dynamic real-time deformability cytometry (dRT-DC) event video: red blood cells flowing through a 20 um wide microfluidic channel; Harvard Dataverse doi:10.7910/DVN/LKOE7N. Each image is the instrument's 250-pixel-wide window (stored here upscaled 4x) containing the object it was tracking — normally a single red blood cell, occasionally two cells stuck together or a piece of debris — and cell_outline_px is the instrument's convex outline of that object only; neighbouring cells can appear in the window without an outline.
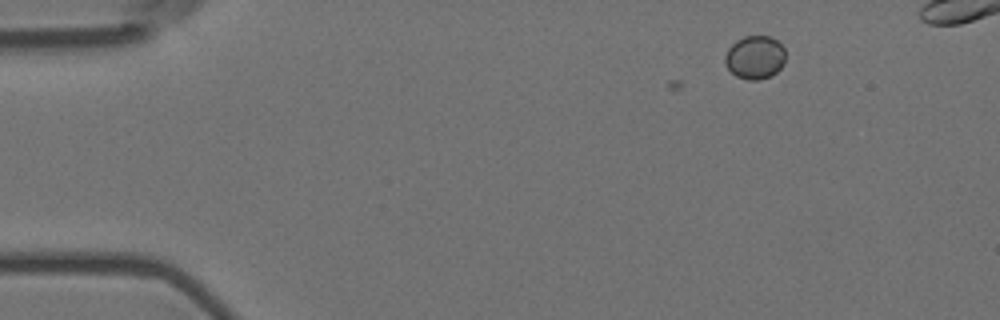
{"species": "Egyptian fruit bat (a non-hibernating species)", "species_latin": "Rousettus aegyptiacus", "temperature_condition": "room temperature", "stored_images_in_passage": 7, "camera_frame_rate_fps": 3000, "um_per_image_px": 0.085, "animal": {"sex": "female"}, "frame": {"image": 1, "passage_image": 2, "time_ms": 0.333, "image_size_px": [1000, 320], "cell_outline_px": [[784, 64], [772, 76], [760, 80], [748, 80], [736, 76], [728, 68], [724, 60], [724, 56], [728, 48], [736, 40], [744, 36], [768, 36], [776, 40], [784, 48]], "centroid_in_image_um": [64.16, 4.88], "position_along_channel_um": 20.8, "area_um2": 15.32}}
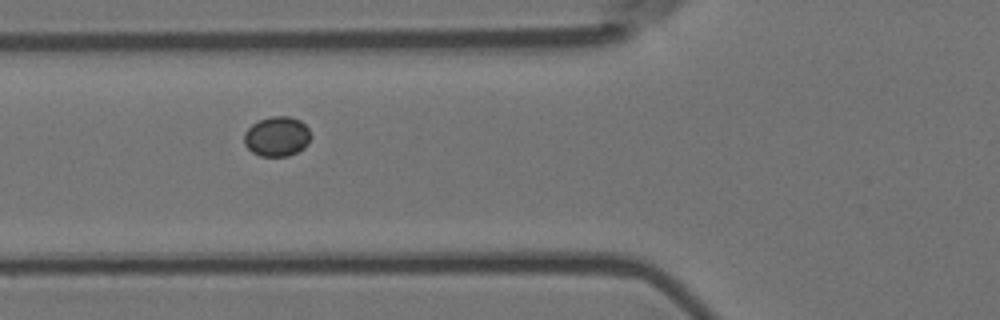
{"frame": {"image": 2, "passage_image": 6, "time_ms": 1.667, "image_size_px": [1000, 320], "cell_outline_px": [[312, 136], [308, 144], [304, 148], [288, 156], [260, 156], [252, 152], [244, 144], [244, 132], [252, 124], [260, 120], [272, 116], [288, 116], [300, 120], [308, 128]], "centroid_in_image_um": [23.55, 11.6], "position_along_channel_um": 102.3, "area_um2": 15.55}}
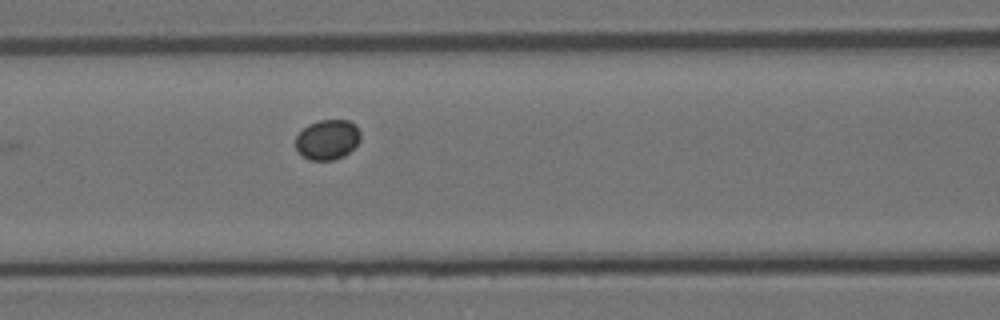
{"frame": {"image": 3, "passage_image": 7, "time_ms": 2.0, "image_size_px": [1000, 320], "cell_outline_px": [[360, 140], [344, 156], [332, 160], [308, 160], [296, 148], [296, 136], [308, 124], [320, 120], [348, 120], [356, 124], [360, 132]], "centroid_in_image_um": [27.84, 11.85], "position_along_channel_um": 138.8, "area_um2": 15.03}}